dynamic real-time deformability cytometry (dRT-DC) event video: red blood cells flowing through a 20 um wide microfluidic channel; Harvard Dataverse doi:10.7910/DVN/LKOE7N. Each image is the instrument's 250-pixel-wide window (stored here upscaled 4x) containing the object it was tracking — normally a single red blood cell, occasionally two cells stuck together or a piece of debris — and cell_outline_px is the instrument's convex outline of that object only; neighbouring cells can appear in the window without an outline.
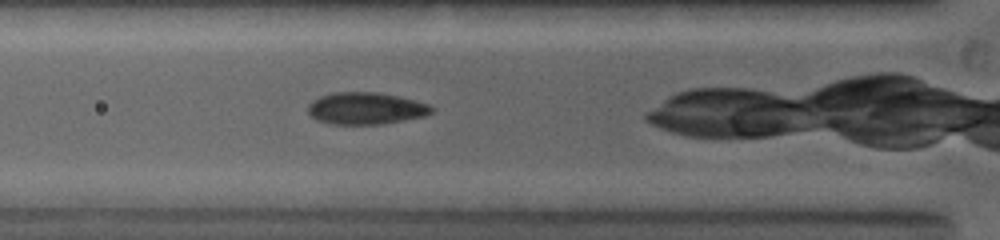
{"species": "common noctule bat (a hibernating species)", "species_latin": "Nyctalus noctula", "temperature_condition": "warm", "stored_images_in_passage": 2, "camera_frame_rate_fps": 5000, "um_per_image_px": 0.085, "animal": {"sex": "female", "body_mass_g": 19.0, "forearm_length_mm": 53.3}, "frame": {"image": 1, "passage_image": 2, "time_ms": 0.6, "image_size_px": [1000, 240], "cell_outline_px": [[436, 108], [432, 112], [424, 116], [404, 120], [380, 124], [332, 124], [316, 120], [308, 116], [308, 104], [312, 100], [320, 96], [332, 92], [380, 92], [428, 104]], "centroid_in_image_um": [31.04, 9.21], "position_along_channel_um": 94.8, "area_um2": 23.12}}